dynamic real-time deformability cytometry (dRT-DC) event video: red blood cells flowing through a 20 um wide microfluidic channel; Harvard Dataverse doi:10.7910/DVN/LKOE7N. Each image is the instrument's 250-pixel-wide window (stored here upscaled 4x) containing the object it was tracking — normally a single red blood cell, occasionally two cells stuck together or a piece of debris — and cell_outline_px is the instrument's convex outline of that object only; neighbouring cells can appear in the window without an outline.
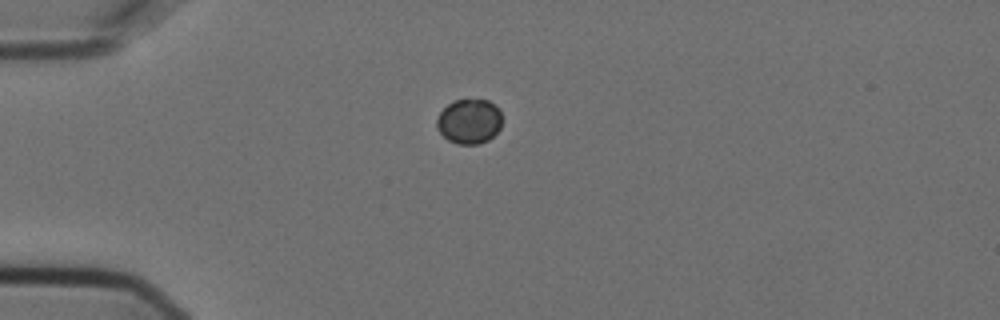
{"species": "Egyptian fruit bat (a non-hibernating species)", "species_latin": "Rousettus aegyptiacus", "temperature_condition": "cold", "stored_images_in_passage": 2, "camera_frame_rate_fps": 3000, "um_per_image_px": 0.085, "animal": {"sex": "female"}, "frame": {"image": 1, "passage_image": 1, "time_ms": 0.0, "image_size_px": [1000, 320], "cell_outline_px": [[500, 128], [488, 140], [480, 144], [456, 144], [448, 140], [436, 128], [436, 120], [440, 112], [448, 104], [456, 100], [488, 100], [500, 112]], "centroid_in_image_um": [39.84, 10.34], "position_along_channel_um": 45.2, "area_um2": 16.82}}